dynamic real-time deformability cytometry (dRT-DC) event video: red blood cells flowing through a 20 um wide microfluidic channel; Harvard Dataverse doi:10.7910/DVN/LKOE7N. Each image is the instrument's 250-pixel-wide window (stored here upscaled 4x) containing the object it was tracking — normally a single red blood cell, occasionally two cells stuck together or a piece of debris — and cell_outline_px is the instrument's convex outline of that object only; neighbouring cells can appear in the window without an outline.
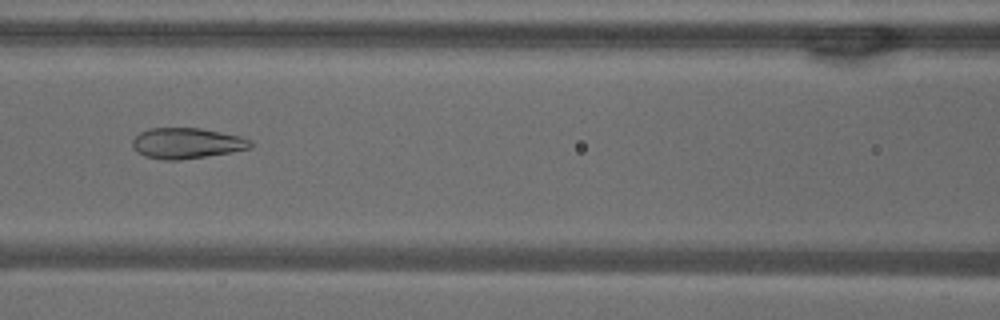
{"species": "common noctule bat (a hibernating species)", "species_latin": "Nyctalus noctula", "temperature_condition": "warm", "stored_images_in_passage": 54, "camera_frame_rate_fps": 3000, "um_per_image_px": 0.085, "animal": {"sex": "male", "body_mass_g": 18.8}, "frame": {"image": 1, "passage_image": 24, "time_ms": 7.667, "image_size_px": [1000, 320], "cell_outline_px": [[252, 148], [232, 152], [180, 160], [164, 160], [144, 156], [136, 152], [132, 148], [132, 140], [140, 132], [148, 128], [200, 128], [240, 136], [252, 140]], "centroid_in_image_um": [15.86, 12.18], "position_along_channel_um": 150.7, "area_um2": 21.27}}
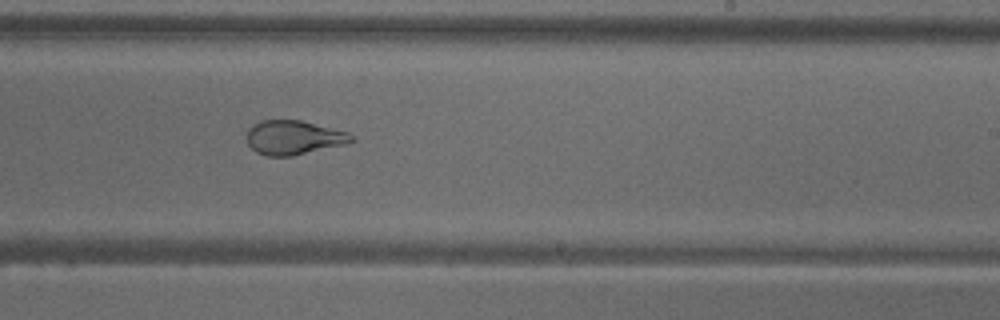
{"frame": {"image": 2, "passage_image": 33, "time_ms": 10.667, "image_size_px": [1000, 320], "cell_outline_px": [[356, 140], [344, 144], [292, 156], [268, 156], [256, 152], [248, 144], [244, 136], [248, 128], [260, 120], [300, 120], [348, 132]], "centroid_in_image_um": [24.9, 11.69], "position_along_channel_um": 264.1, "area_um2": 20.87}}
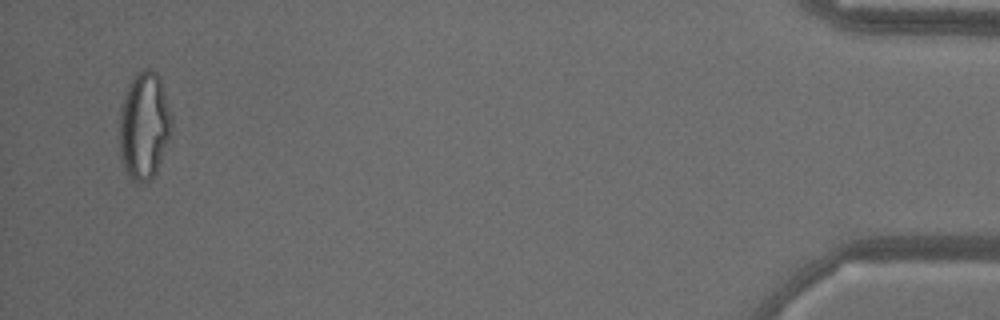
{"frame": {"image": 3, "passage_image": 52, "time_ms": 17.0, "image_size_px": [1000, 320], "cell_outline_px": [[172, 132], [156, 172], [152, 180], [140, 184], [136, 184], [128, 176], [120, 160], [120, 108], [124, 92], [132, 76], [140, 68], [148, 64], [160, 76], [172, 124]], "centroid_in_image_um": [12.23, 10.66], "position_along_channel_um": 423.0, "area_um2": 33.41}, "authors_computed_cell_mechanics": {"area_um2": 27.1082, "velocity_mm_per_s": 3.7936, "shape_relaxation_time_tau1_ms": null, "shape_relaxation_time_tau2_ms": 0.6444, "deformation_change_tau1": null, "deformation_change_tau2": 0.0716}}